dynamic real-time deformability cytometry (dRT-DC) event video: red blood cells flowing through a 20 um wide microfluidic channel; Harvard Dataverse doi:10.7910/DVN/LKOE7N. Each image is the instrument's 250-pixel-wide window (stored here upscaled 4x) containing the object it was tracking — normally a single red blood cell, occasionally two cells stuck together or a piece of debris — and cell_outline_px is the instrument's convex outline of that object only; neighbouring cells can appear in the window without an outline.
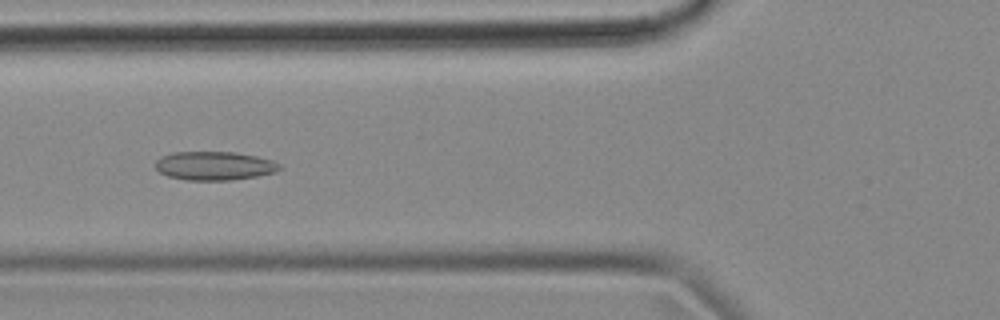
{"species": "common noctule bat (a hibernating species)", "species_latin": "Nyctalus noctula", "temperature_condition": "cold", "stored_images_in_passage": 54, "camera_frame_rate_fps": 3000, "um_per_image_px": 0.085, "animal": {"sex": "female", "body_mass_g": 18.4}, "frame": {"image": 1, "passage_image": 20, "time_ms": 6.333, "image_size_px": [1000, 320], "cell_outline_px": [[280, 168], [276, 172], [256, 176], [232, 180], [188, 180], [168, 176], [160, 172], [156, 168], [156, 160], [160, 156], [172, 152], [236, 152], [256, 156], [272, 160], [280, 164]], "centroid_in_image_um": [18.21, 14.09], "position_along_channel_um": 107.6, "area_um2": 20.75}}
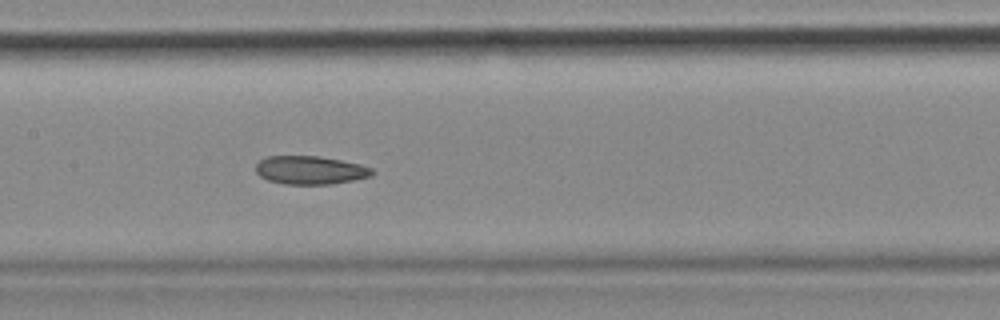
{"frame": {"image": 2, "passage_image": 26, "time_ms": 8.333, "image_size_px": [1000, 320], "cell_outline_px": [[376, 172], [372, 176], [332, 184], [284, 184], [268, 180], [260, 176], [256, 172], [256, 164], [260, 160], [268, 156], [320, 156], [360, 164], [372, 168]], "centroid_in_image_um": [26.38, 14.46], "position_along_channel_um": 181.0, "area_um2": 19.25}}
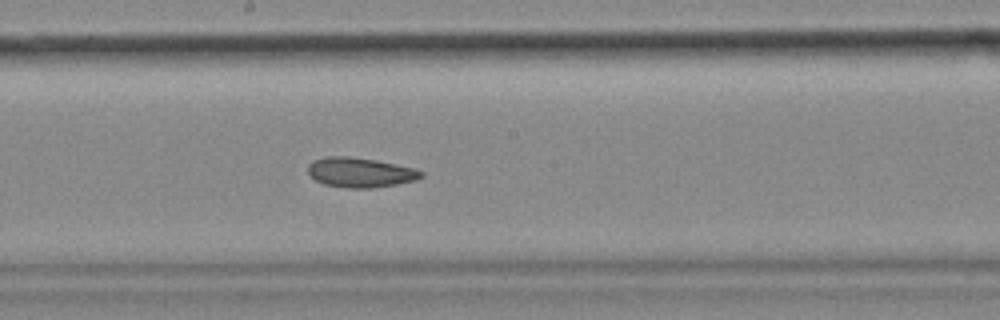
{"frame": {"image": 3, "passage_image": 29, "time_ms": 9.333, "image_size_px": [1000, 320], "cell_outline_px": [[424, 176], [416, 180], [396, 184], [368, 188], [348, 188], [324, 184], [316, 180], [308, 172], [308, 164], [312, 160], [324, 156], [348, 156], [376, 160], [416, 168], [424, 172]], "centroid_in_image_um": [30.62, 14.64], "position_along_channel_um": 217.6, "area_um2": 19.71}, "authors_computed_cell_mechanics": {"area_um2": 20.6057, "velocity_mm_per_s": 3.6694, "shape_relaxation_time_tau1_ms": null, "shape_relaxation_time_tau2_ms": 3.5754, "deformation_change_tau1": null, "deformation_change_tau2": 0.0896}}